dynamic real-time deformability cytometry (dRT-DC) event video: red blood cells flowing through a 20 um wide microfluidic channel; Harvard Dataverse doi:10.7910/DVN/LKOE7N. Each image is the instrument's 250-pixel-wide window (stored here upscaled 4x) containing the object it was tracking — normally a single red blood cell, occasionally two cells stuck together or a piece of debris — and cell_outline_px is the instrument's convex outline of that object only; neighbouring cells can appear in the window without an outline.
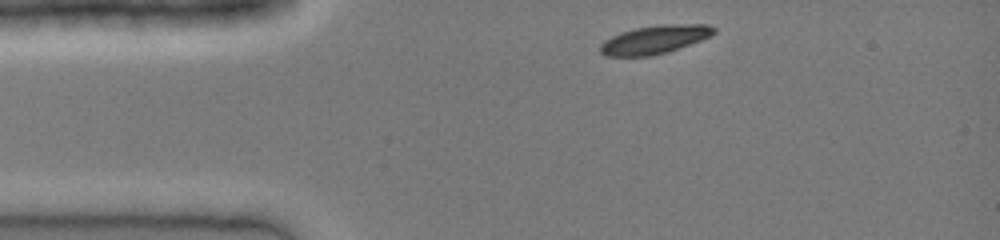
{"species": "common noctule bat (a hibernating species)", "species_latin": "Nyctalus noctula", "temperature_condition": "cold", "stored_images_in_passage": 31, "camera_frame_rate_fps": 3000, "um_per_image_px": 0.085, "animal": {"sex": "female", "body_mass_g": 19.0, "forearm_length_mm": 51.5}, "frame": {"image": 1, "passage_image": 1, "time_ms": 0.0, "image_size_px": [1000, 240], "cell_outline_px": [[716, 32], [700, 40], [668, 52], [652, 56], [604, 56], [600, 52], [600, 44], [604, 40], [620, 32], [636, 28], [664, 24], [708, 24], [716, 28]], "centroid_in_image_um": [55.62, 3.36], "position_along_channel_um": 29.4, "area_um2": 18.79}}
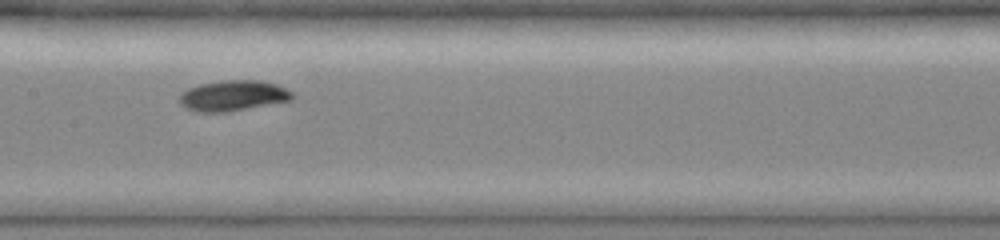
{"frame": {"image": 2, "passage_image": 14, "time_ms": 4.333, "image_size_px": [1000, 240], "cell_outline_px": [[292, 100], [228, 112], [200, 112], [188, 108], [180, 104], [180, 96], [188, 88], [200, 84], [224, 80], [260, 80], [276, 84], [292, 92]], "centroid_in_image_um": [19.82, 8.13], "position_along_channel_um": 187.6, "area_um2": 19.88}}
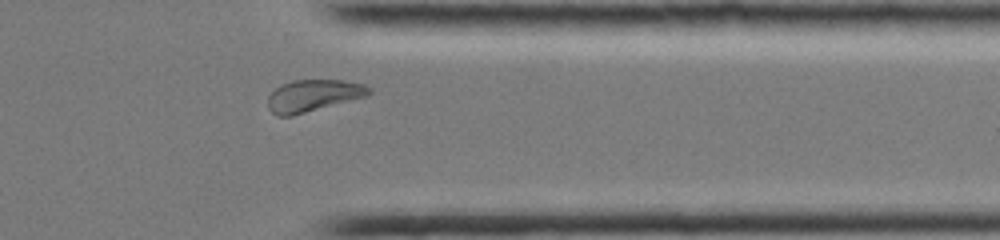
{"frame": {"image": 3, "passage_image": 27, "time_ms": 8.667, "image_size_px": [1000, 240], "cell_outline_px": [[372, 92], [364, 96], [292, 116], [276, 116], [268, 108], [268, 96], [276, 88], [292, 80], [344, 80], [364, 84], [372, 88]], "centroid_in_image_um": [26.6, 8.12], "position_along_channel_um": 384.8, "area_um2": 18.55}}